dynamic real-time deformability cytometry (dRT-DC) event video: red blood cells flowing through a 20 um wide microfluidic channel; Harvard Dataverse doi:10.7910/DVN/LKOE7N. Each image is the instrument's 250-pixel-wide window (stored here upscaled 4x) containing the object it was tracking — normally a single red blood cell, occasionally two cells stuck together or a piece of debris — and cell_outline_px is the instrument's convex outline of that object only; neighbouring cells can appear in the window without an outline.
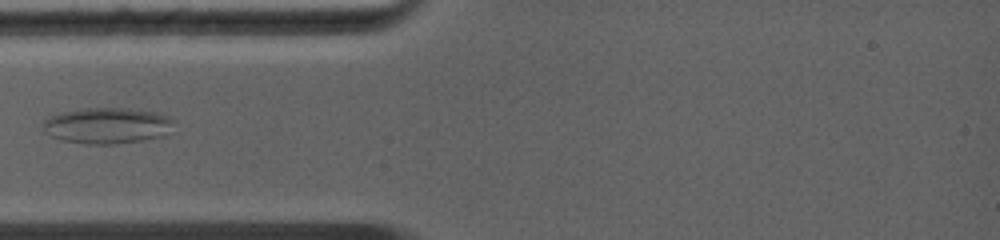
{"species": "common noctule bat (a hibernating species)", "species_latin": "Nyctalus noctula", "temperature_condition": "warm", "stored_images_in_passage": 2, "camera_frame_rate_fps": 5000, "um_per_image_px": 0.085, "animal": {"sex": "female", "body_mass_g": 19.0, "forearm_length_mm": 56.7}, "frame": {"image": 1, "passage_image": 2, "time_ms": 1.2, "image_size_px": [1000, 240], "cell_outline_px": [[176, 120], [164, 136], [116, 144], [88, 144], [60, 140], [44, 132], [40, 124], [48, 116], [60, 112], [80, 108], [128, 108], [156, 112], [168, 116]], "centroid_in_image_um": [9.06, 10.66], "position_along_channel_um": 75.9, "area_um2": 27.8}}